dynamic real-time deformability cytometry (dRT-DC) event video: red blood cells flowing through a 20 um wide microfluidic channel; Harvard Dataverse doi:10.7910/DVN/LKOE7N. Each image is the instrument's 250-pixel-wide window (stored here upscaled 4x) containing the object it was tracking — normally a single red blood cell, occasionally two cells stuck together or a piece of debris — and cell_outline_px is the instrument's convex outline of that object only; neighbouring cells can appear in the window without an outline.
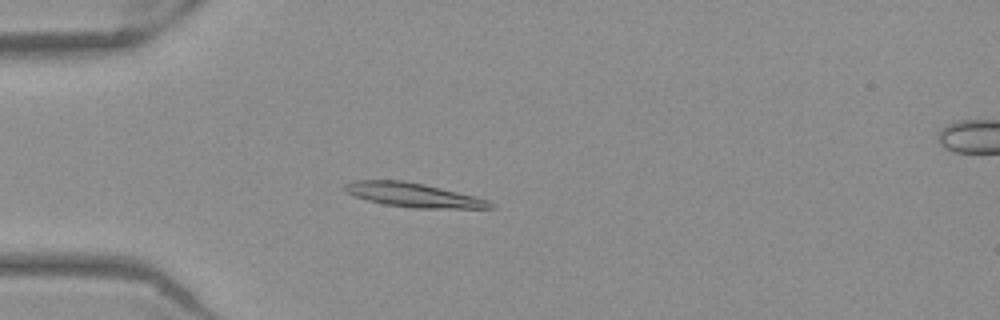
{"species": "Egyptian fruit bat (a non-hibernating species)", "species_latin": "Rousettus aegyptiacus", "temperature_condition": "warm", "stored_images_in_passage": 52, "camera_frame_rate_fps": 3000, "um_per_image_px": 0.085, "frame": {"image": 1, "passage_image": 15, "time_ms": 4.667, "image_size_px": [1000, 320], "cell_outline_px": [[496, 208], [416, 208], [384, 204], [368, 200], [356, 196], [348, 192], [344, 188], [344, 184], [356, 180], [404, 180], [424, 184], [476, 196], [488, 200]], "centroid_in_image_um": [35.16, 16.57], "position_along_channel_um": 49.8, "area_um2": 20.23}}
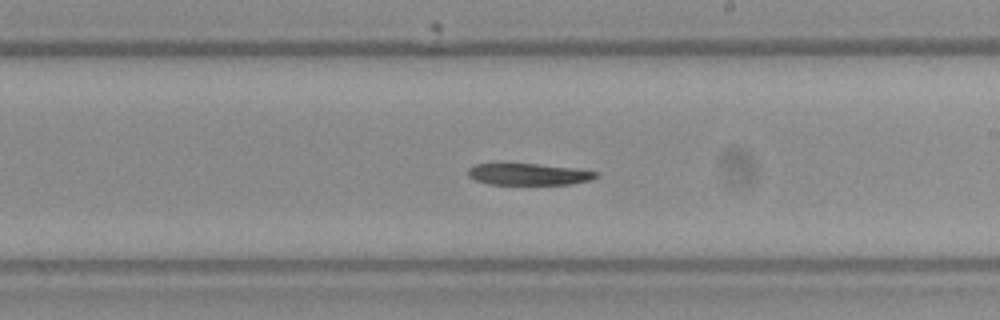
{"frame": {"image": 2, "passage_image": 31, "time_ms": 10.0, "image_size_px": [1000, 320], "cell_outline_px": [[600, 176], [592, 180], [572, 184], [488, 184], [476, 180], [468, 176], [468, 168], [476, 164], [500, 160], [576, 168], [600, 172]], "centroid_in_image_um": [44.9, 14.76], "position_along_channel_um": 244.1, "area_um2": 17.11}}
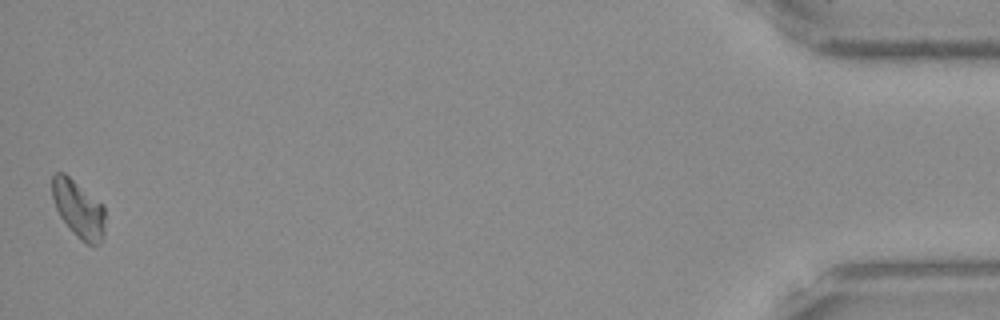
{"frame": {"image": 3, "passage_image": 52, "time_ms": 17.0, "image_size_px": [1000, 320], "cell_outline_px": [[104, 236], [100, 244], [92, 248], [80, 240], [72, 232], [60, 216], [56, 208], [52, 196], [52, 176], [56, 172], [64, 172], [104, 204]], "centroid_in_image_um": [6.7, 17.8], "position_along_channel_um": 428.5, "area_um2": 18.03}}